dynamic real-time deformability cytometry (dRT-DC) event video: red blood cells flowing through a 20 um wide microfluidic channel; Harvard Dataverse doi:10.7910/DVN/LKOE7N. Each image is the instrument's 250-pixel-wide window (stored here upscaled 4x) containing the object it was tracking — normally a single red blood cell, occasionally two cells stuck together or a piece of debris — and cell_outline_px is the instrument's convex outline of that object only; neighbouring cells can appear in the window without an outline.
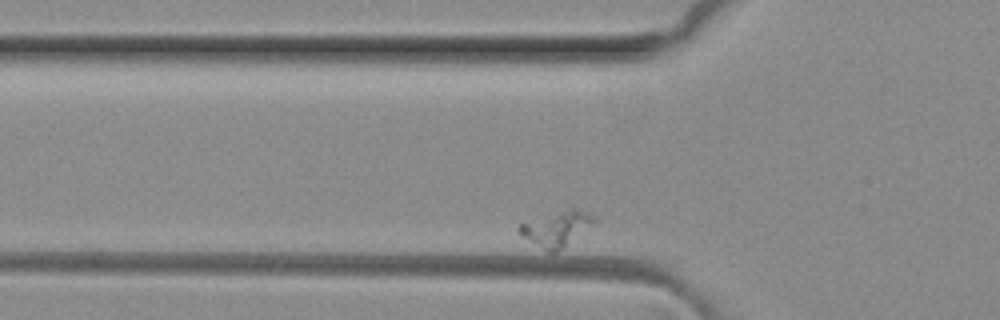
{"species": "common noctule bat (a hibernating species)", "species_latin": "Nyctalus noctula", "temperature_condition": "room temperature", "stored_images_in_passage": 4, "camera_frame_rate_fps": 3000, "um_per_image_px": 0.085, "animal": {"sex": "female", "body_mass_g": 29.2, "forearm_length_mm": 56.3}, "frame": {"image": 1, "passage_image": 2, "time_ms": 0.333, "image_size_px": [1000, 320], "cell_outline_px": [[600, 220], [556, 252], [548, 252], [520, 236], [516, 228], [520, 224], [572, 208], [576, 208], [592, 212]], "centroid_in_image_um": [47.37, 19.43], "position_along_channel_um": 78.4, "area_um2": 15.2}}
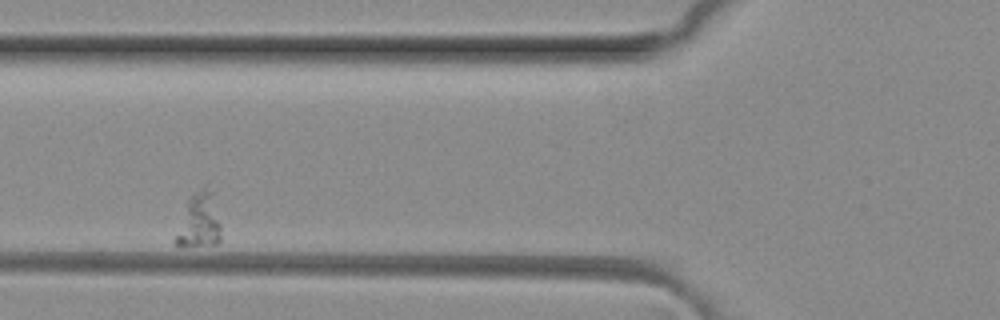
{"frame": {"image": 2, "passage_image": 3, "time_ms": 0.667, "image_size_px": [1000, 320], "cell_outline_px": [[220, 240], [216, 244], [180, 248], [172, 240], [188, 200], [200, 188], [204, 188], [212, 192], [220, 224]], "centroid_in_image_um": [16.89, 18.86], "position_along_channel_um": 108.9, "area_um2": 14.39}}
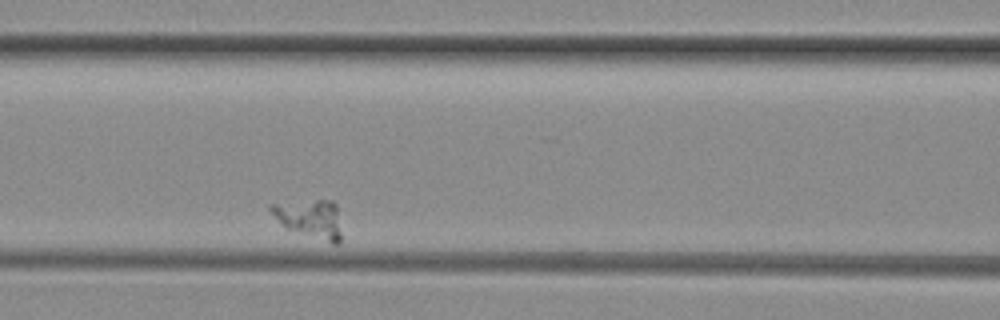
{"frame": {"image": 3, "passage_image": 4, "time_ms": 1.0, "image_size_px": [1000, 320], "cell_outline_px": [[340, 244], [332, 244], [288, 228], [280, 224], [268, 208], [268, 204], [316, 200], [332, 200], [336, 204], [340, 232]], "centroid_in_image_um": [26.34, 18.58], "position_along_channel_um": 140.3, "area_um2": 15.61}}